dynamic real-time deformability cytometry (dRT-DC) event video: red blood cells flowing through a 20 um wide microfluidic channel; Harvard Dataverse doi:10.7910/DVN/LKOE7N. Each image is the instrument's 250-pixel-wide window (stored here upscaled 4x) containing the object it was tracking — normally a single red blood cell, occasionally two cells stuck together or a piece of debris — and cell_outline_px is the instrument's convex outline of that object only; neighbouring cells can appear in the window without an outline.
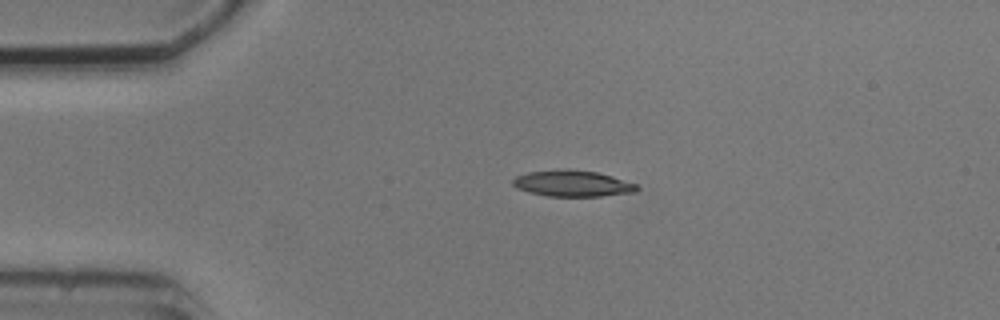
{"species": "common noctule bat (a hibernating species)", "species_latin": "Nyctalus noctula", "temperature_condition": "cold", "stored_images_in_passage": 4, "segment_of_instrument_passage": [1, 2], "camera_frame_rate_fps": 3000, "um_per_image_px": 0.085, "animal": {"sex": "male", "body_mass_g": 20.5, "forearm_length_mm": 52.5}, "frame": {"image": 1, "passage_image": 2, "time_ms": 1.0, "image_size_px": [1000, 320], "cell_outline_px": [[640, 188], [636, 192], [600, 196], [548, 196], [528, 192], [516, 188], [512, 184], [512, 180], [516, 176], [528, 172], [568, 168], [596, 172], [612, 176], [636, 184]], "centroid_in_image_um": [48.65, 15.59], "position_along_channel_um": 36.4, "area_um2": 19.02}}